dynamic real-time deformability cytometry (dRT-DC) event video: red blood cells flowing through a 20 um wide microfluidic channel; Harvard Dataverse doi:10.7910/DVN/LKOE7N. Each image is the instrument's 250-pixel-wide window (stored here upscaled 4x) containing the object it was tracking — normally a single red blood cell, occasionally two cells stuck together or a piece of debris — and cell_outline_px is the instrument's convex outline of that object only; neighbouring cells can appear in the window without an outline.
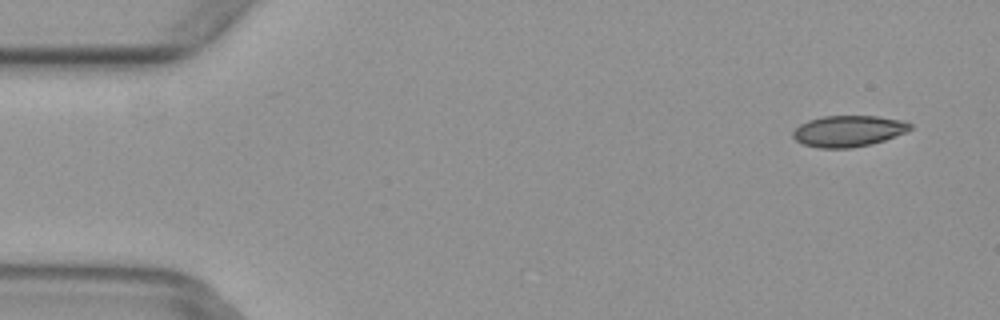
{"species": "common noctule bat (a hibernating species)", "species_latin": "Nyctalus noctula", "temperature_condition": "warm", "stored_images_in_passage": 5, "camera_frame_rate_fps": 3000, "um_per_image_px": 0.085, "animal": {"sex": "female", "body_mass_g": 29.2, "forearm_length_mm": 56.3}, "frame": {"image": 1, "passage_image": 1, "time_ms": 0.0, "image_size_px": [1000, 320], "cell_outline_px": [[912, 128], [904, 132], [884, 140], [852, 148], [820, 148], [804, 144], [796, 140], [792, 136], [792, 132], [800, 124], [808, 120], [824, 116], [876, 116], [904, 120], [912, 124]], "centroid_in_image_um": [72.1, 11.13], "position_along_channel_um": 12.9, "area_um2": 21.15}}